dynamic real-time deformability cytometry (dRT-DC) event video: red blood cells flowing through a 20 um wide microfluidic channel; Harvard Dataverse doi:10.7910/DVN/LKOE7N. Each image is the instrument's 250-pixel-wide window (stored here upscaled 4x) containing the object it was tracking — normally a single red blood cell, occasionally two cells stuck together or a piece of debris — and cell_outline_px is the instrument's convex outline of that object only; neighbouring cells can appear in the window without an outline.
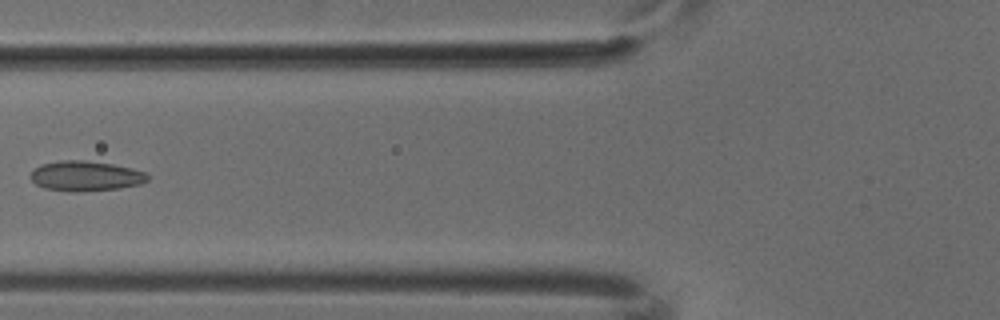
{"species": "common noctule bat (a hibernating species)", "species_latin": "Nyctalus noctula", "temperature_condition": "cold", "stored_images_in_passage": 2, "camera_frame_rate_fps": 3000, "um_per_image_px": 0.085, "animal": {"sex": "male", "body_mass_g": 18.8}, "frame": {"image": 1, "passage_image": 2, "time_ms": 0.333, "image_size_px": [1000, 320], "cell_outline_px": [[148, 180], [140, 184], [120, 188], [80, 192], [72, 192], [44, 188], [36, 184], [28, 176], [40, 164], [60, 160], [84, 160], [112, 164], [132, 168], [144, 172], [148, 176]], "centroid_in_image_um": [7.25, 14.96], "position_along_channel_um": 118.5, "area_um2": 20.58}}